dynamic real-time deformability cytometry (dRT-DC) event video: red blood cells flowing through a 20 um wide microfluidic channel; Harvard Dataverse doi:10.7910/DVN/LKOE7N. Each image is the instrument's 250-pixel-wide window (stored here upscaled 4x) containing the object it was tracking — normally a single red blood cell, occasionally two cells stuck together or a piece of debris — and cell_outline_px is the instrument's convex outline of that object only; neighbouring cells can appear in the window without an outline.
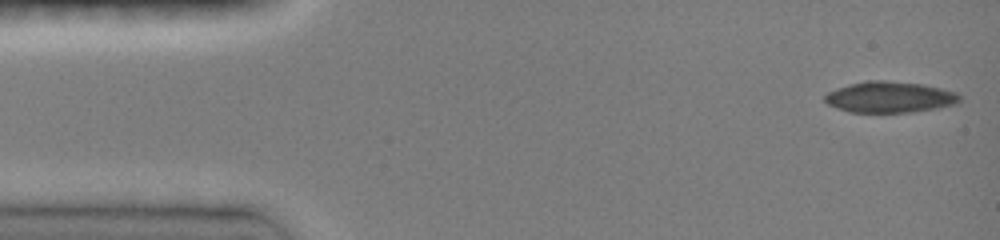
{"species": "common noctule bat (a hibernating species)", "species_latin": "Nyctalus noctula", "temperature_condition": "room temperature", "stored_images_in_passage": 5, "camera_frame_rate_fps": 3000, "um_per_image_px": 0.085, "animal": {"sex": "female", "body_mass_g": 19.0, "forearm_length_mm": 51.5}, "frame": {"image": 1, "passage_image": 1, "time_ms": 0.0, "image_size_px": [1000, 240], "cell_outline_px": [[960, 100], [956, 104], [936, 108], [912, 112], [848, 112], [828, 104], [824, 100], [824, 96], [828, 92], [836, 88], [848, 84], [864, 80], [884, 80], [924, 84], [956, 92], [960, 96]], "centroid_in_image_um": [75.61, 8.24], "position_along_channel_um": 9.4, "area_um2": 24.51}}
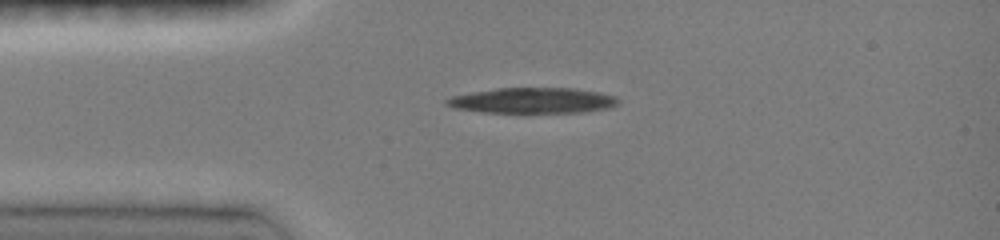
{"frame": {"image": 2, "passage_image": 4, "time_ms": 3.0, "image_size_px": [1000, 240], "cell_outline_px": [[620, 100], [612, 108], [580, 112], [484, 112], [452, 108], [444, 104], [444, 100], [452, 96], [472, 92], [496, 88], [576, 88], [616, 96]], "centroid_in_image_um": [45.26, 8.54], "position_along_channel_um": 39.7, "area_um2": 25.55}}